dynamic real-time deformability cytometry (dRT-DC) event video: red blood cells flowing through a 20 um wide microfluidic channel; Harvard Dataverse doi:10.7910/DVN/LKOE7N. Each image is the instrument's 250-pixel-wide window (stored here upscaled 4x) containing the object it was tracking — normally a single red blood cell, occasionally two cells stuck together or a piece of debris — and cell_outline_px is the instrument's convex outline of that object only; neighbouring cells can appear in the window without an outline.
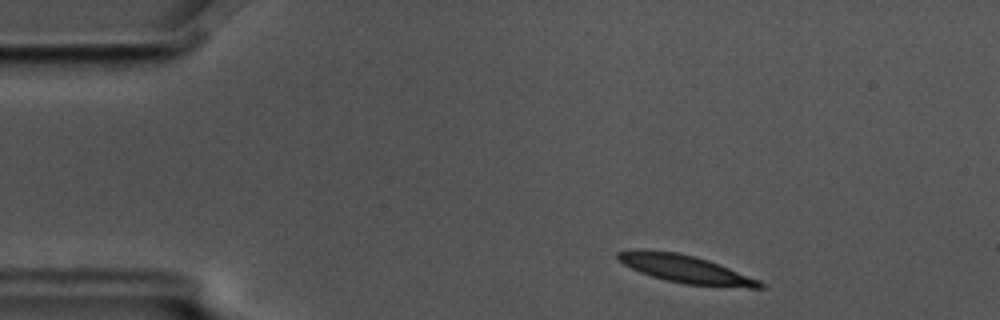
{"species": "common noctule bat (a hibernating species)", "species_latin": "Nyctalus noctula", "temperature_condition": "cold", "stored_images_in_passage": 51, "camera_frame_rate_fps": 3000, "um_per_image_px": 0.085, "animal": {"sex": "male", "body_mass_g": 17.5, "forearm_length_mm": 52.3}, "frame": {"image": 1, "passage_image": 3, "time_ms": 0.667, "image_size_px": [1000, 320], "cell_outline_px": [[764, 288], [748, 288], [684, 284], [664, 280], [640, 272], [616, 260], [616, 252], [636, 248], [644, 248], [676, 252], [696, 256], [720, 264], [760, 280], [764, 284]], "centroid_in_image_um": [58.23, 22.85], "position_along_channel_um": 26.8, "area_um2": 23.47}}
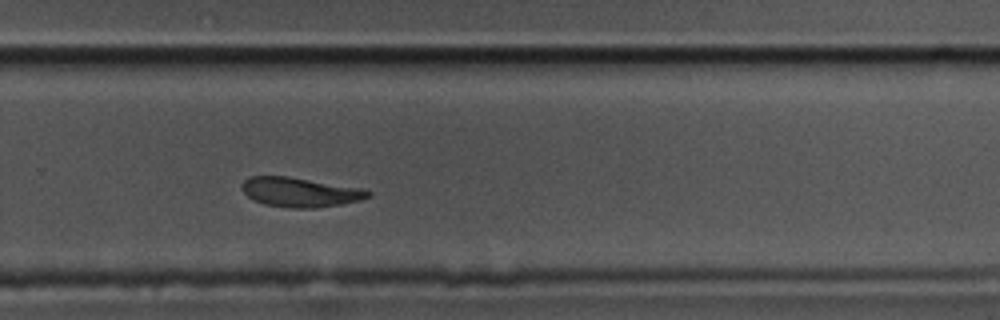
{"frame": {"image": 2, "passage_image": 32, "time_ms": 10.333, "image_size_px": [1000, 320], "cell_outline_px": [[372, 196], [360, 200], [344, 204], [316, 208], [296, 208], [264, 204], [252, 200], [240, 188], [240, 184], [248, 176], [288, 176], [364, 188], [372, 192]], "centroid_in_image_um": [25.52, 16.33], "position_along_channel_um": 304.3, "area_um2": 22.02}}
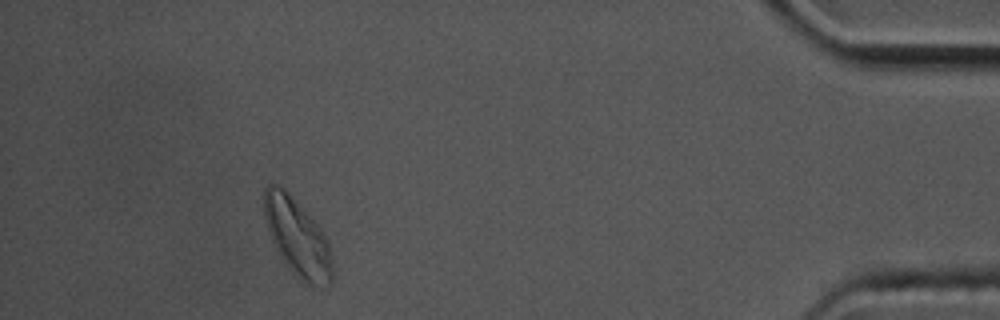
{"frame": {"image": 3, "passage_image": 46, "time_ms": 15.0, "image_size_px": [1000, 320], "cell_outline_px": [[332, 284], [328, 288], [320, 288], [308, 284], [280, 252], [272, 240], [264, 216], [264, 188], [268, 184], [280, 184], [284, 188], [320, 228], [328, 240], [332, 264]], "centroid_in_image_um": [25.31, 20.14], "position_along_channel_um": 409.9, "area_um2": 29.71}, "authors_computed_cell_mechanics": {"area_um2": 23.4668, "velocity_mm_per_s": 3.5149, "shape_relaxation_time_tau1_ms": 4.3892, "shape_relaxation_time_tau2_ms": 4.5123, "deformation_change_tau1": 0.1298, "deformation_change_tau2": 0.0869}}